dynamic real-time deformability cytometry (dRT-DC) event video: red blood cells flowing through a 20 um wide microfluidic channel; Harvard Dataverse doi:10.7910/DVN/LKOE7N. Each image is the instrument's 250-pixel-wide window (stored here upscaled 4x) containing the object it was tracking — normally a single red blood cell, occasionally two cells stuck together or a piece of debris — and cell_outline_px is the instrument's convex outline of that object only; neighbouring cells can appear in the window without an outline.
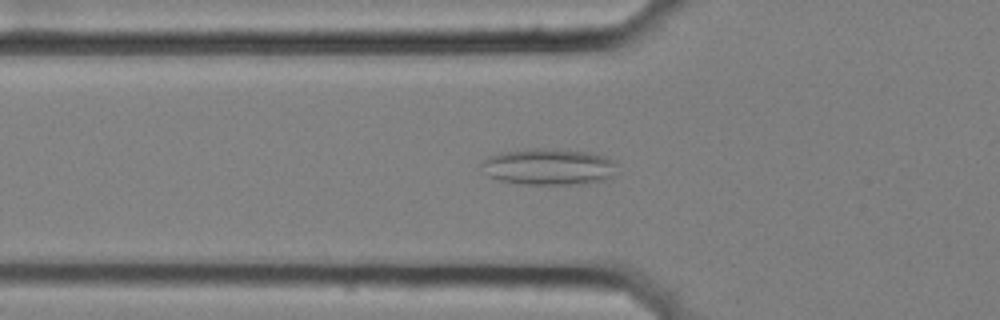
{"species": "common noctule bat (a hibernating species)", "species_latin": "Nyctalus noctula", "temperature_condition": "cold", "stored_images_in_passage": 46, "camera_frame_rate_fps": 3000, "um_per_image_px": 0.085, "animal": {"sex": "female", "body_mass_g": 25.1}, "frame": {"image": 1, "passage_image": 15, "time_ms": 4.667, "image_size_px": [1000, 320], "cell_outline_px": [[616, 164], [612, 176], [604, 180], [580, 184], [524, 184], [500, 180], [488, 176], [480, 164], [488, 156], [500, 152], [528, 148], [544, 148], [588, 152], [604, 156], [616, 160]], "centroid_in_image_um": [46.62, 14.16], "position_along_channel_um": 79.2, "area_um2": 28.78}}
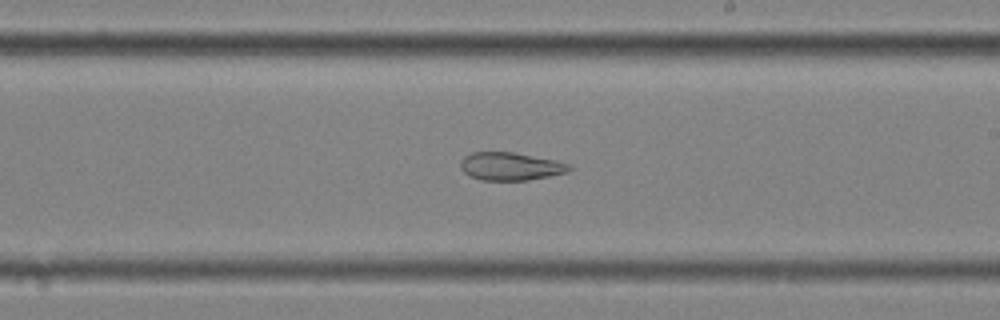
{"frame": {"image": 2, "passage_image": 29, "time_ms": 9.333, "image_size_px": [1000, 320], "cell_outline_px": [[572, 168], [568, 172], [528, 180], [480, 180], [468, 176], [460, 168], [460, 160], [464, 156], [472, 152], [512, 152], [552, 160], [568, 164]], "centroid_in_image_um": [43.31, 14.15], "position_along_channel_um": 245.7, "area_um2": 17.57}}
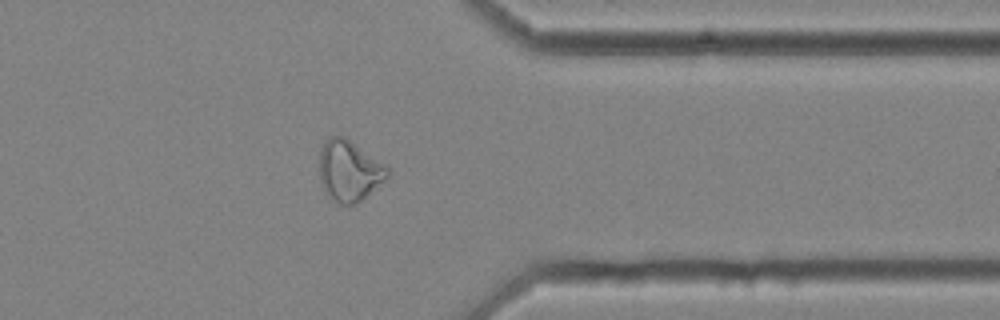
{"frame": {"image": 3, "passage_image": 41, "time_ms": 13.333, "image_size_px": [1000, 320], "cell_outline_px": [[388, 176], [356, 204], [340, 204], [332, 200], [328, 196], [320, 180], [320, 148], [324, 140], [328, 136], [344, 136], [384, 164], [388, 168]], "centroid_in_image_um": [29.64, 14.5], "position_along_channel_um": 381.8, "area_um2": 23.76}}